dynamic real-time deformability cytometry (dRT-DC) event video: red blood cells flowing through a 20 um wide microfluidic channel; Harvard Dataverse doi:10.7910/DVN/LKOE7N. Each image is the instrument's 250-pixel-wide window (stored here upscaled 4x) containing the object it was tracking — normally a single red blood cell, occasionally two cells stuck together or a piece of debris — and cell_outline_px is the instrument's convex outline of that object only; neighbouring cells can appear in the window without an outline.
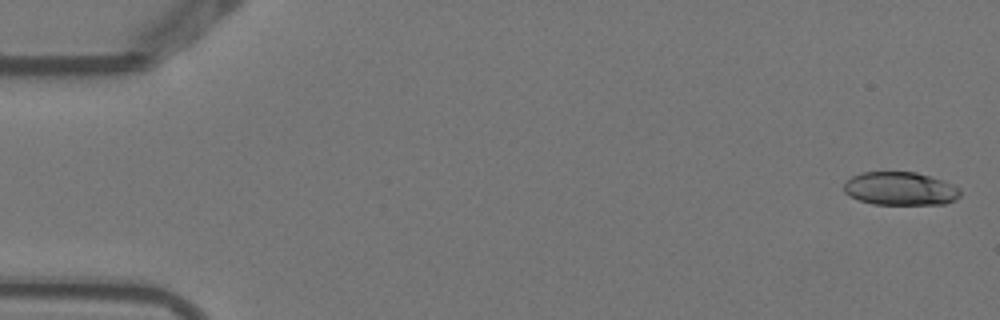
{"species": "Egyptian fruit bat (a non-hibernating species)", "species_latin": "Rousettus aegyptiacus", "temperature_condition": "warm", "stored_images_in_passage": 5, "camera_frame_rate_fps": 3000, "um_per_image_px": 0.085, "animal": {"sex": "female"}, "frame": {"image": 1, "passage_image": 1, "time_ms": 0.0, "image_size_px": [1000, 320], "cell_outline_px": [[960, 196], [956, 200], [944, 204], [872, 204], [860, 200], [844, 192], [844, 184], [852, 176], [860, 172], [916, 172], [940, 180], [960, 188]], "centroid_in_image_um": [76.52, 16.04], "position_along_channel_um": 8.5, "area_um2": 22.37}}